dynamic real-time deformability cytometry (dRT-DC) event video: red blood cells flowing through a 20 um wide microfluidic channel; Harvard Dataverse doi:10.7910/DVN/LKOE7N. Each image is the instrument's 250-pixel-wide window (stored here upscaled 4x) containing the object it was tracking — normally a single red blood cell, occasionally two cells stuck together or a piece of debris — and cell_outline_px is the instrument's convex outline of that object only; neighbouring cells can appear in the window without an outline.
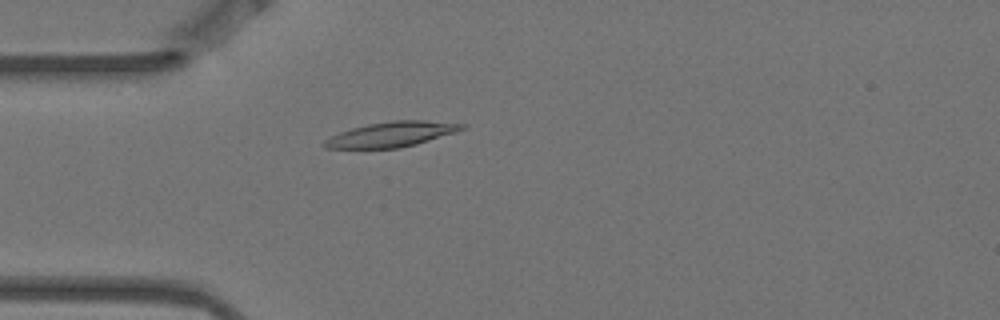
{"species": "Egyptian fruit bat (a non-hibernating species)", "species_latin": "Rousettus aegyptiacus", "temperature_condition": "warm", "stored_images_in_passage": 5, "camera_frame_rate_fps": 3000, "um_per_image_px": 0.085, "animal": {"sex": "female"}, "frame": {"image": 1, "passage_image": 5, "time_ms": 1.333, "image_size_px": [1000, 320], "cell_outline_px": [[468, 124], [464, 128], [416, 144], [400, 148], [324, 148], [320, 144], [324, 140], [340, 132], [352, 128], [368, 124], [392, 120], [424, 120]], "centroid_in_image_um": [33.22, 11.41], "position_along_channel_um": 51.8, "area_um2": 19.83}}